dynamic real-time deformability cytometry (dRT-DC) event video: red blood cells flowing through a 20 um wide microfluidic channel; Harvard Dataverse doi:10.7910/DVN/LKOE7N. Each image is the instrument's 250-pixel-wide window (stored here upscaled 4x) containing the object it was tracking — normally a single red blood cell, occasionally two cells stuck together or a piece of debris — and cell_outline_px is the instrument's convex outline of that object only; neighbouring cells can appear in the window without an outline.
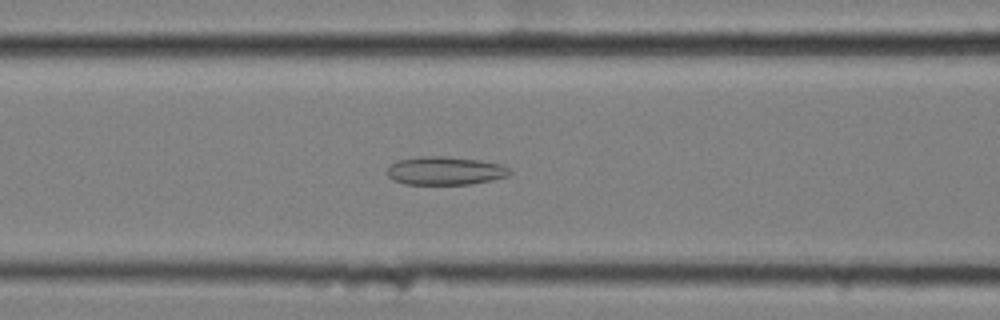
{"species": "common noctule bat (a hibernating species)", "species_latin": "Nyctalus noctula", "temperature_condition": "cold", "stored_images_in_passage": 44, "camera_frame_rate_fps": 3000, "um_per_image_px": 0.085, "animal": {"sex": "female", "body_mass_g": 25.1}, "frame": {"image": 1, "passage_image": 17, "time_ms": 5.333, "image_size_px": [1000, 320], "cell_outline_px": [[512, 172], [508, 176], [492, 180], [472, 184], [404, 184], [392, 180], [388, 176], [388, 168], [396, 160], [424, 156], [444, 156], [480, 160], [500, 164], [508, 168]], "centroid_in_image_um": [37.84, 14.52], "position_along_channel_um": 128.8, "area_um2": 20.23}}
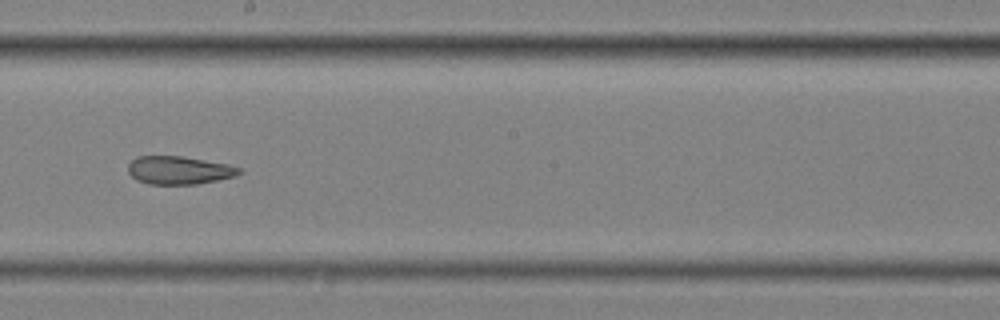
{"frame": {"image": 2, "passage_image": 26, "time_ms": 8.333, "image_size_px": [1000, 320], "cell_outline_px": [[244, 172], [236, 176], [196, 184], [148, 184], [136, 180], [128, 172], [128, 164], [136, 156], [184, 156], [228, 164], [240, 168]], "centroid_in_image_um": [15.22, 14.46], "position_along_channel_um": 233.0, "area_um2": 18.32}}
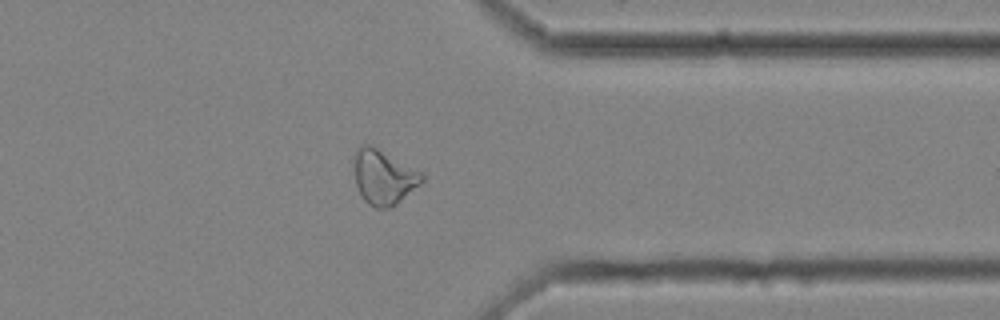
{"frame": {"image": 3, "passage_image": 39, "time_ms": 12.667, "image_size_px": [1000, 320], "cell_outline_px": [[424, 180], [420, 184], [396, 204], [388, 208], [376, 208], [368, 204], [364, 200], [356, 184], [356, 152], [364, 144], [372, 144], [424, 172]], "centroid_in_image_um": [32.67, 15.04], "position_along_channel_um": 378.7, "area_um2": 21.44}}